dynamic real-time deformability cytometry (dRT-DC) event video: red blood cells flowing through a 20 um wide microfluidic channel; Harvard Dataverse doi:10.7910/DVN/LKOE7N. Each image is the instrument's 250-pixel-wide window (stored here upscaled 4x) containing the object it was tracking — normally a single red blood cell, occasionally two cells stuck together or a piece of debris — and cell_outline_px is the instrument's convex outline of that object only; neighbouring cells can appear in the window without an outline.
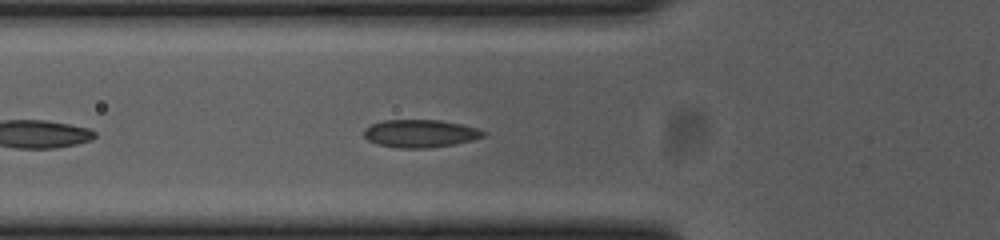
{"species": "common noctule bat (a hibernating species)", "species_latin": "Nyctalus noctula", "temperature_condition": "cold", "stored_images_in_passage": 43, "camera_frame_rate_fps": 3000, "um_per_image_px": 0.085, "animal": {"sex": "female", "body_mass_g": 23.0, "forearm_length_mm": 53.4}, "frame": {"image": 1, "passage_image": 7, "time_ms": 2.0, "image_size_px": [1000, 240], "cell_outline_px": [[488, 132], [484, 136], [472, 140], [452, 144], [428, 148], [396, 148], [376, 144], [368, 140], [364, 136], [364, 128], [380, 120], [440, 120], [460, 124], [476, 128]], "centroid_in_image_um": [35.68, 11.35], "position_along_channel_um": 90.1, "area_um2": 19.36}}
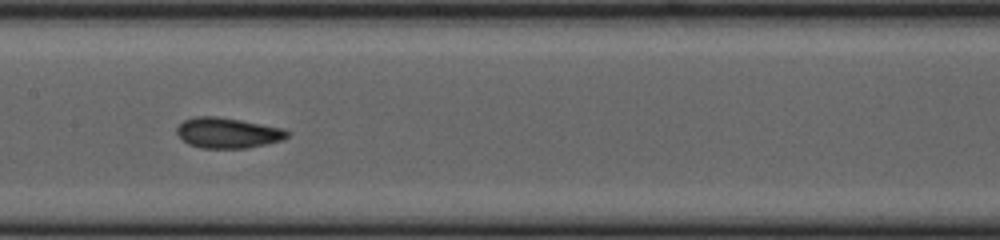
{"frame": {"image": 2, "passage_image": 15, "time_ms": 4.667, "image_size_px": [1000, 240], "cell_outline_px": [[292, 132], [288, 136], [280, 140], [248, 148], [200, 148], [188, 144], [176, 132], [176, 128], [184, 120], [196, 116], [216, 116], [240, 120], [280, 128]], "centroid_in_image_um": [19.33, 11.29], "position_along_channel_um": 188.1, "area_um2": 19.36}}
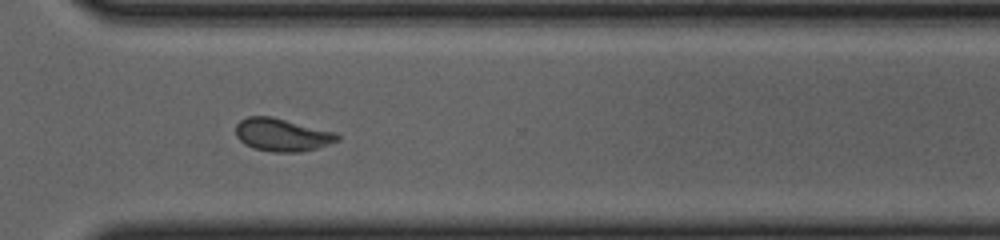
{"frame": {"image": 3, "passage_image": 28, "time_ms": 9.0, "image_size_px": [1000, 240], "cell_outline_px": [[340, 140], [316, 148], [300, 152], [272, 152], [252, 148], [244, 144], [236, 136], [236, 124], [240, 120], [248, 116], [272, 116], [336, 132], [340, 136]], "centroid_in_image_um": [23.97, 11.46], "position_along_channel_um": 346.6, "area_um2": 19.59}, "authors_computed_cell_mechanics": {"area_um2": 19.363, "velocity_mm_per_s": 3.6646, "shape_relaxation_time_tau1_ms": 11.2404, "shape_relaxation_time_tau2_ms": 2.0913, "deformation_change_tau1": 0.1771, "deformation_change_tau2": 0.0638}}